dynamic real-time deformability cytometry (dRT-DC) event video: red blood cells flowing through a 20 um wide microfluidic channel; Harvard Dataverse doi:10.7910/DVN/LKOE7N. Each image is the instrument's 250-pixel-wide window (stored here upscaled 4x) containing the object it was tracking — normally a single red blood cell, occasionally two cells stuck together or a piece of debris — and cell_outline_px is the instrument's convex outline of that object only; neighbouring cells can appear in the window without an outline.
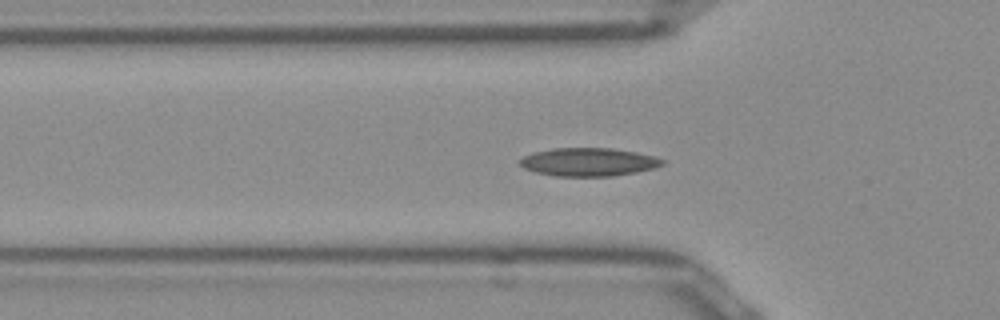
{"species": "Egyptian fruit bat (a non-hibernating species)", "species_latin": "Rousettus aegyptiacus", "temperature_condition": "room temperature", "stored_images_in_passage": 51, "camera_frame_rate_fps": 3000, "um_per_image_px": 0.085, "frame": {"image": 1, "passage_image": 15, "time_ms": 4.667, "image_size_px": [1000, 320], "cell_outline_px": [[664, 164], [652, 168], [636, 172], [612, 176], [556, 176], [536, 172], [524, 168], [520, 164], [520, 160], [524, 156], [532, 152], [552, 148], [612, 148], [636, 152], [656, 156], [664, 160]], "centroid_in_image_um": [50.02, 13.76], "position_along_channel_um": 75.8, "area_um2": 23.41}}
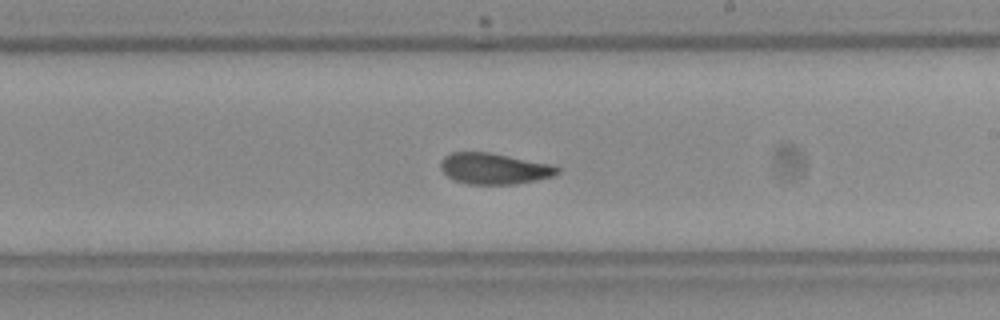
{"frame": {"image": 2, "passage_image": 28, "time_ms": 9.0, "image_size_px": [1000, 320], "cell_outline_px": [[560, 172], [552, 176], [536, 180], [516, 184], [468, 184], [452, 180], [440, 168], [440, 160], [444, 156], [452, 152], [488, 152], [552, 164], [560, 168]], "centroid_in_image_um": [41.98, 14.33], "position_along_channel_um": 247.0, "area_um2": 21.21}}
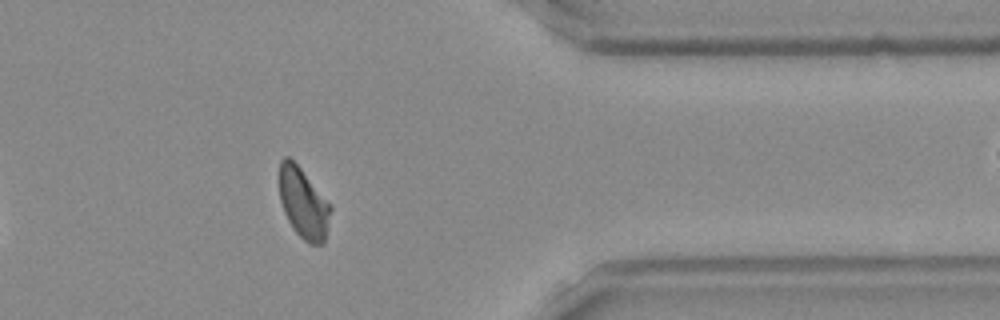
{"frame": {"image": 3, "passage_image": 40, "time_ms": 13.0, "image_size_px": [1000, 320], "cell_outline_px": [[332, 208], [324, 244], [308, 244], [292, 228], [284, 212], [280, 200], [280, 160], [284, 156], [288, 156], [300, 168], [332, 204]], "centroid_in_image_um": [25.81, 17.29], "position_along_channel_um": 385.6, "area_um2": 21.1}}